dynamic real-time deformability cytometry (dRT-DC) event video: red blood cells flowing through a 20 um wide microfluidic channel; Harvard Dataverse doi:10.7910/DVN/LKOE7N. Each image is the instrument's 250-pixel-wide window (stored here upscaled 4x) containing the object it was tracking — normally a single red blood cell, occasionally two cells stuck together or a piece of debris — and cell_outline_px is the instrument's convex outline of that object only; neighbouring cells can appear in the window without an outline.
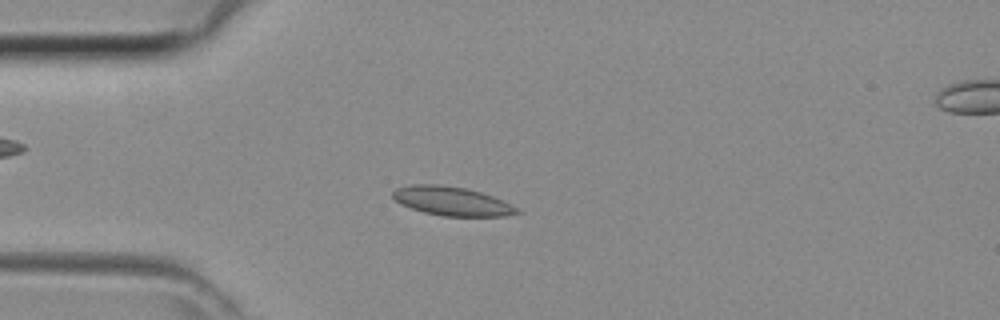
{"species": "common noctule bat (a hibernating species)", "species_latin": "Nyctalus noctula", "temperature_condition": "room temperature", "stored_images_in_passage": 9, "camera_frame_rate_fps": 3000, "um_per_image_px": 0.085, "animal": {"sex": "female", "body_mass_g": 29.2, "forearm_length_mm": 56.3}, "frame": {"image": 1, "passage_image": 5, "time_ms": 1.333, "image_size_px": [1000, 320], "cell_outline_px": [[524, 212], [504, 216], [444, 216], [424, 212], [400, 204], [392, 196], [392, 192], [396, 188], [412, 184], [440, 184], [464, 188], [480, 192], [492, 196]], "centroid_in_image_um": [38.37, 17.09], "position_along_channel_um": 46.6, "area_um2": 20.69}}
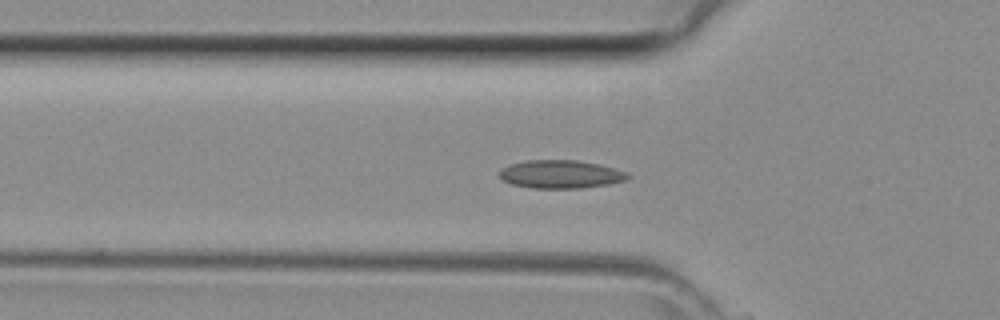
{"frame": {"image": 2, "passage_image": 8, "time_ms": 2.333, "image_size_px": [1000, 320], "cell_outline_px": [[632, 176], [628, 180], [608, 184], [580, 188], [532, 188], [512, 184], [504, 180], [500, 176], [500, 172], [508, 164], [528, 160], [576, 160], [600, 164], [628, 172]], "centroid_in_image_um": [47.72, 14.81], "position_along_channel_um": 78.1, "area_um2": 21.1}}